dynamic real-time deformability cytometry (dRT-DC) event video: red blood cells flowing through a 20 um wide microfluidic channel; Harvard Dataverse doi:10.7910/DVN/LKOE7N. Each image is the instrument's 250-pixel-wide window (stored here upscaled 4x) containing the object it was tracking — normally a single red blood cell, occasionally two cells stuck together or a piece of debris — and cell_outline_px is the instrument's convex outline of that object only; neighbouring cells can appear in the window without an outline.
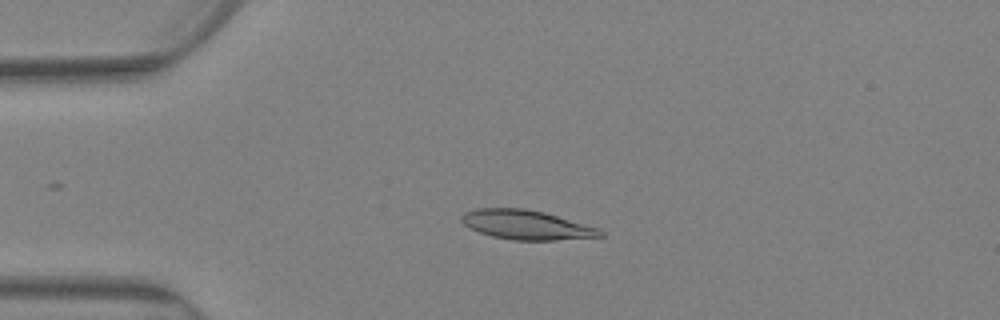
{"species": "Egyptian fruit bat (a non-hibernating species)", "species_latin": "Rousettus aegyptiacus", "temperature_condition": "warm", "stored_images_in_passage": 67, "camera_frame_rate_fps": 3000, "um_per_image_px": 0.085, "animal": {"sex": "female"}, "frame": {"image": 1, "passage_image": 20, "time_ms": 6.333, "image_size_px": [1000, 320], "cell_outline_px": [[604, 236], [556, 240], [512, 240], [492, 236], [480, 232], [464, 224], [460, 220], [460, 216], [464, 212], [476, 208], [524, 208], [544, 212], [600, 228], [604, 232]], "centroid_in_image_um": [44.75, 19.1], "position_along_channel_um": 40.2, "area_um2": 23.76}}
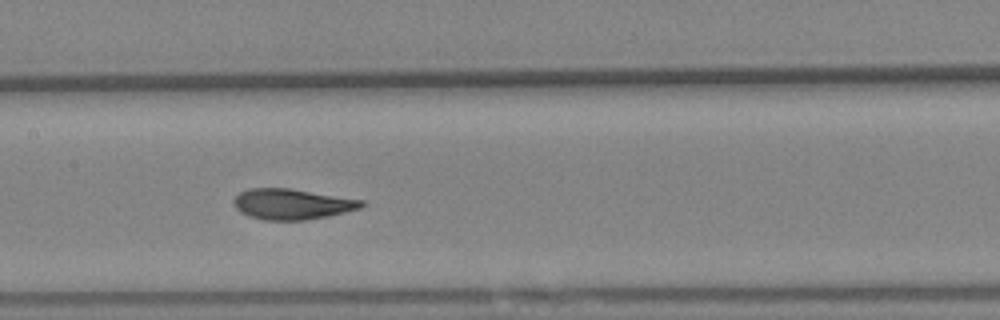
{"frame": {"image": 2, "passage_image": 41, "time_ms": 13.333, "image_size_px": [1000, 320], "cell_outline_px": [[368, 204], [360, 208], [328, 216], [304, 220], [264, 220], [248, 216], [240, 212], [232, 204], [232, 200], [240, 192], [248, 188], [288, 188], [364, 200]], "centroid_in_image_um": [24.8, 17.35], "position_along_channel_um": 182.6, "area_um2": 22.89}}
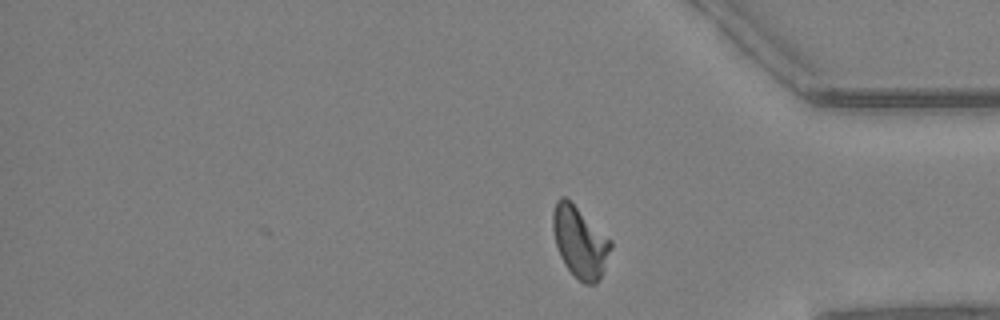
{"frame": {"image": 3, "passage_image": 67, "time_ms": 22.0, "image_size_px": [1000, 320], "cell_outline_px": [[612, 248], [600, 276], [596, 284], [584, 284], [564, 264], [560, 256], [556, 244], [552, 228], [552, 212], [556, 200], [560, 196], [564, 196], [612, 240]], "centroid_in_image_um": [49.27, 20.55], "position_along_channel_um": 385.9, "area_um2": 23.64}, "authors_computed_cell_mechanics": {"area_um2": 23.2356, "velocity_mm_per_s": 2.4861, "shape_relaxation_time_tau1_ms": 9.5096, "shape_relaxation_time_tau2_ms": 2.1093, "deformation_change_tau1": 0.2134, "deformation_change_tau2": 0.073}}